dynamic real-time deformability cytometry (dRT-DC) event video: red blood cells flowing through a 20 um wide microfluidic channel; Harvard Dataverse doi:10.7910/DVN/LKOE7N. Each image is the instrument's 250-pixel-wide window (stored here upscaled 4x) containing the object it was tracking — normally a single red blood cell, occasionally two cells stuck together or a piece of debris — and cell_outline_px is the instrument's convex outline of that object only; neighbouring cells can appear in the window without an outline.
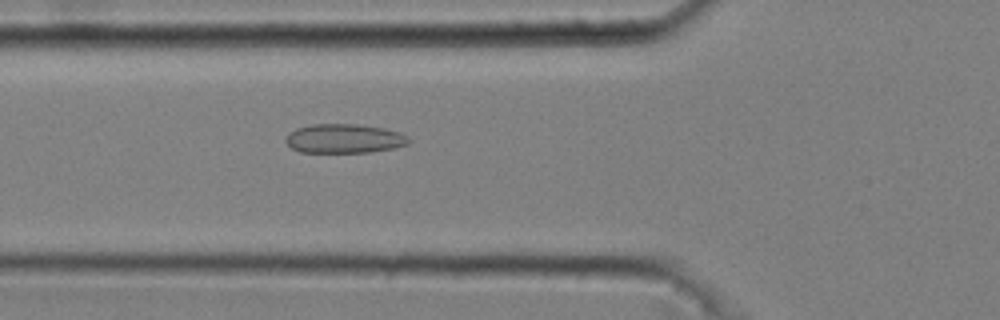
{"species": "common noctule bat (a hibernating species)", "species_latin": "Nyctalus noctula", "temperature_condition": "cold", "stored_images_in_passage": 36, "camera_frame_rate_fps": 3000, "um_per_image_px": 0.085, "animal": {"sex": "male", "body_mass_g": 20.4}, "frame": {"image": 1, "passage_image": 7, "time_ms": 2.0, "image_size_px": [1000, 320], "cell_outline_px": [[412, 140], [408, 144], [392, 148], [372, 152], [300, 152], [292, 148], [284, 140], [288, 132], [296, 128], [312, 124], [356, 124], [384, 128], [400, 132], [408, 136]], "centroid_in_image_um": [29.26, 11.77], "position_along_channel_um": 96.5, "area_um2": 21.04}}
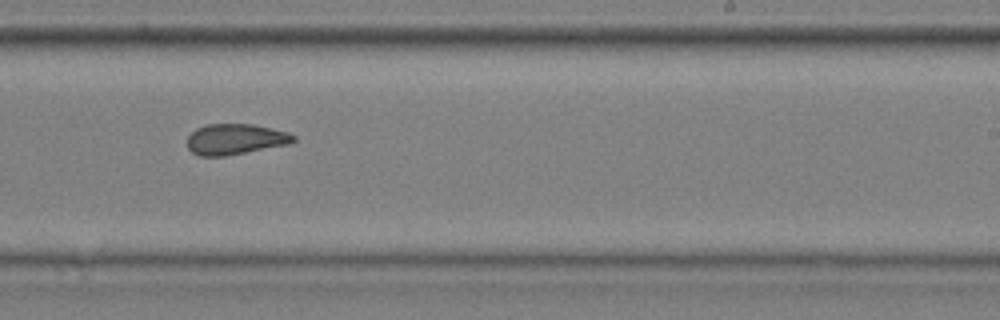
{"frame": {"image": 2, "passage_image": 21, "time_ms": 6.667, "image_size_px": [1000, 320], "cell_outline_px": [[296, 140], [288, 144], [224, 156], [200, 156], [192, 152], [188, 148], [188, 136], [196, 128], [208, 124], [252, 124], [272, 128], [288, 132], [296, 136]], "centroid_in_image_um": [20.0, 11.82], "position_along_channel_um": 269.0, "area_um2": 18.9}}
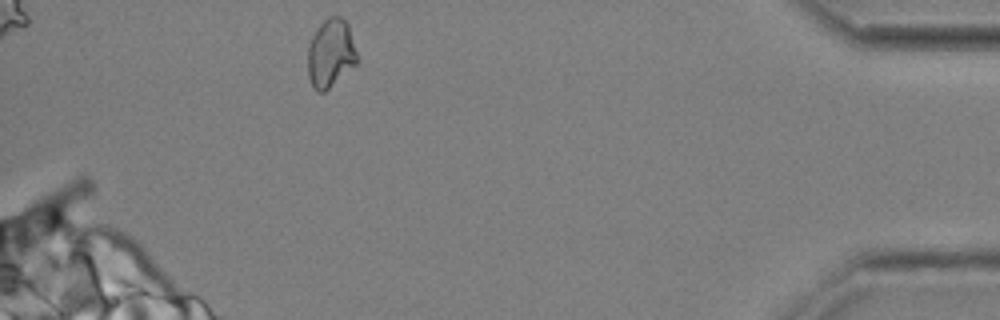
{"frame": {"image": 3, "passage_image": 36, "time_ms": 11.667, "image_size_px": [1000, 320], "cell_outline_px": [[360, 60], [356, 64], [324, 92], [316, 92], [312, 88], [308, 76], [308, 44], [316, 28], [328, 16], [340, 16], [348, 24]], "centroid_in_image_um": [28.11, 4.53], "position_along_channel_um": 407.1, "area_um2": 19.94}, "authors_computed_cell_mechanics": {"area_um2": 19.3341, "velocity_mm_per_s": 3.6978, "shape_relaxation_time_tau1_ms": null, "shape_relaxation_time_tau2_ms": 2.0558, "deformation_change_tau1": null, "deformation_change_tau2": 0.1022}}